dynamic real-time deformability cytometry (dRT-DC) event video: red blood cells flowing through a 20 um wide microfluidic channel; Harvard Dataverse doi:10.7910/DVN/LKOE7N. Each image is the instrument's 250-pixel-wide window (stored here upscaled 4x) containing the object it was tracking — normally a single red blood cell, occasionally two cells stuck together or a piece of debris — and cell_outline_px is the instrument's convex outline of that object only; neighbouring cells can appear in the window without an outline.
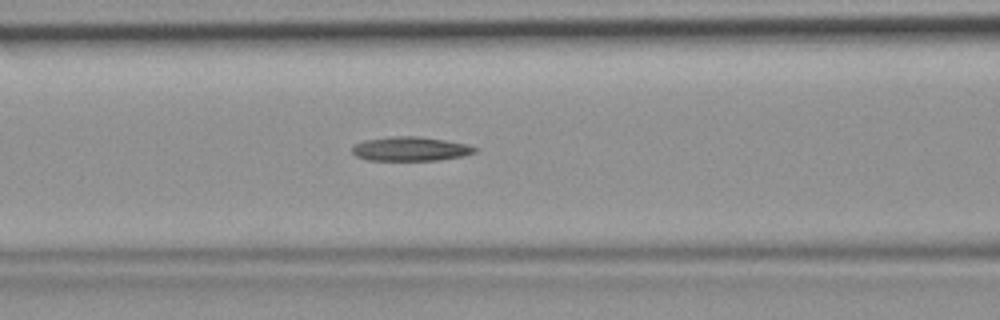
{"species": "common noctule bat (a hibernating species)", "species_latin": "Nyctalus noctula", "temperature_condition": "room temperature", "stored_images_in_passage": 14, "camera_frame_rate_fps": 3000, "um_per_image_px": 0.085, "animal": {"sex": "female", "body_mass_g": 19.9}, "frame": {"image": 1, "passage_image": 9, "time_ms": 2.667, "image_size_px": [1000, 320], "cell_outline_px": [[476, 152], [460, 156], [436, 160], [368, 160], [356, 156], [352, 152], [352, 148], [356, 144], [364, 140], [392, 136], [416, 136], [444, 140], [468, 144], [476, 148]], "centroid_in_image_um": [34.86, 12.65], "position_along_channel_um": 131.7, "area_um2": 17.05}}